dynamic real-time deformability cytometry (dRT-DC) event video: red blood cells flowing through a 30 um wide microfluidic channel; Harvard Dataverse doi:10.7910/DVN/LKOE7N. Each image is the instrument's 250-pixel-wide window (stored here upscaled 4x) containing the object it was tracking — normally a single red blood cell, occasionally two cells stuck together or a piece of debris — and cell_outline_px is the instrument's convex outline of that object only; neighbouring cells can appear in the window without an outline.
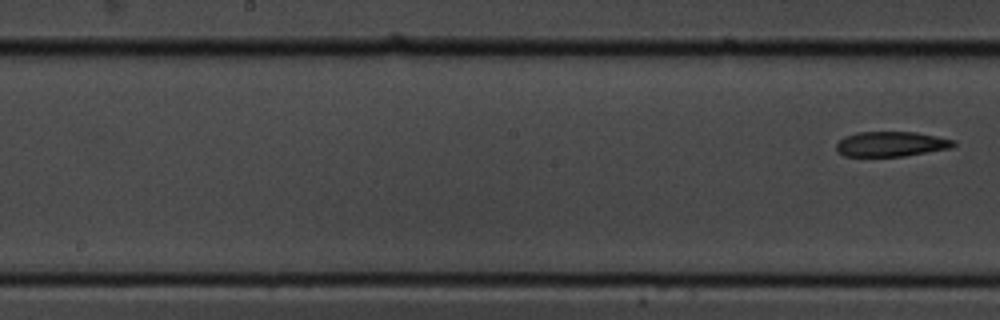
{"species": "common noctule bat (a hibernating species)", "species_latin": "Nyctalus noctula", "temperature_condition": "cold", "stored_images_in_passage": 6, "segment_of_instrument_passage": [2, 2], "camera_frame_rate_fps": 3000, "um_per_image_px": 0.085, "animal": {"sex": "male", "body_mass_g": 19.5, "forearm_length_mm": 54.6}, "frame": {"image": 1, "passage_image": 6, "time_ms": 6.667, "image_size_px": [1000, 320], "cell_outline_px": [[956, 144], [952, 148], [904, 156], [844, 156], [836, 148], [836, 144], [844, 136], [856, 132], [916, 132], [936, 136], [952, 140]], "centroid_in_image_um": [75.74, 12.24], "position_along_channel_um": 172.5, "area_um2": 16.99}}